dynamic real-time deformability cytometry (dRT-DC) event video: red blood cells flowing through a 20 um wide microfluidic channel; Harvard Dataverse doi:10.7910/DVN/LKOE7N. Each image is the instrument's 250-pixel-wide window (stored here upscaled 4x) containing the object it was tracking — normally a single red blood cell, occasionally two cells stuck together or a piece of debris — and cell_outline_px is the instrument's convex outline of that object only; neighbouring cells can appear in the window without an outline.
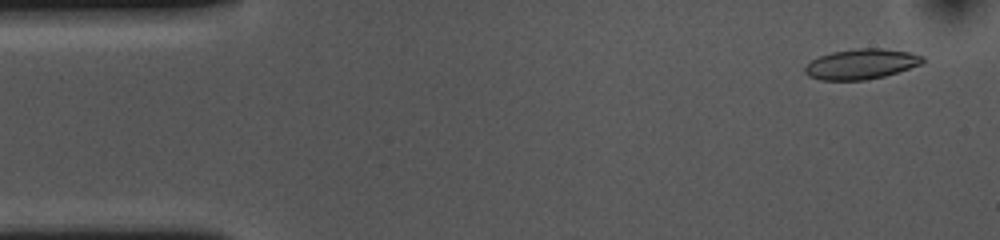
{"species": "common noctule bat (a hibernating species)", "species_latin": "Nyctalus noctula", "temperature_condition": "cold", "stored_images_in_passage": 53, "camera_frame_rate_fps": 3000, "um_per_image_px": 0.085, "animal": {"sex": "female", "body_mass_g": 10.0, "forearm_length_mm": 53.1}, "frame": {"image": 1, "passage_image": 3, "time_ms": 0.667, "image_size_px": [1000, 240], "cell_outline_px": [[924, 60], [920, 64], [884, 76], [864, 80], [820, 80], [808, 76], [804, 72], [804, 68], [812, 60], [820, 56], [832, 52], [856, 48], [880, 48], [908, 52], [924, 56]], "centroid_in_image_um": [73.17, 5.44], "position_along_channel_um": 11.8, "area_um2": 20.52}}
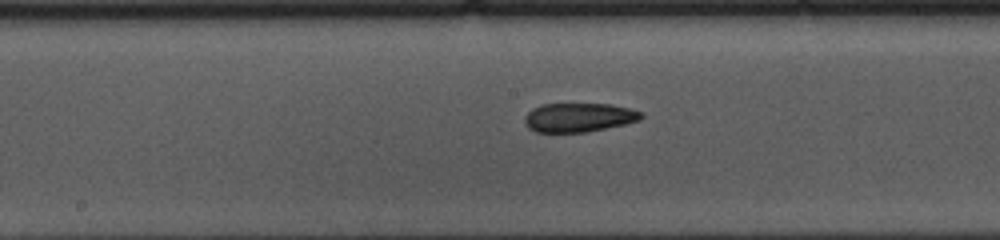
{"frame": {"image": 2, "passage_image": 26, "time_ms": 8.333, "image_size_px": [1000, 240], "cell_outline_px": [[644, 116], [640, 120], [624, 124], [588, 132], [536, 132], [528, 128], [524, 120], [524, 116], [532, 108], [544, 104], [608, 104], [632, 108], [644, 112]], "centroid_in_image_um": [49.22, 9.98], "position_along_channel_um": 199.0, "area_um2": 19.83}}
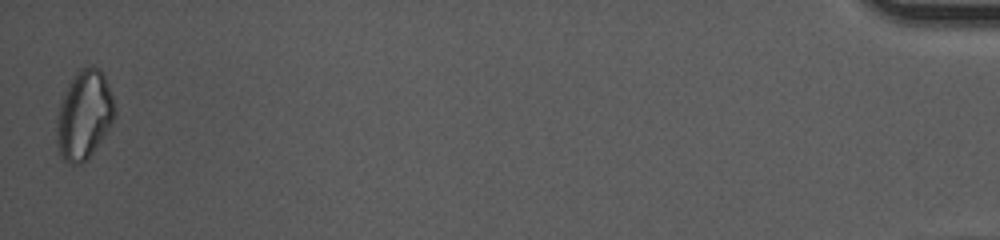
{"frame": {"image": 3, "passage_image": 53, "time_ms": 17.333, "image_size_px": [1000, 240], "cell_outline_px": [[116, 112], [108, 128], [88, 160], [80, 164], [68, 164], [60, 156], [56, 144], [56, 116], [60, 100], [68, 84], [76, 72], [80, 68], [88, 64], [100, 68], [104, 76], [112, 96], [116, 108]], "centroid_in_image_um": [7.11, 9.77], "position_along_channel_um": 428.1, "area_um2": 30.4}, "authors_computed_cell_mechanics": {"area_um2": 20.6924, "velocity_mm_per_s": 3.6502, "shape_relaxation_time_tau1_ms": 11.1872, "shape_relaxation_time_tau2_ms": 8.5408, "deformation_change_tau1": 0.1862, "deformation_change_tau2": 0.1527}}